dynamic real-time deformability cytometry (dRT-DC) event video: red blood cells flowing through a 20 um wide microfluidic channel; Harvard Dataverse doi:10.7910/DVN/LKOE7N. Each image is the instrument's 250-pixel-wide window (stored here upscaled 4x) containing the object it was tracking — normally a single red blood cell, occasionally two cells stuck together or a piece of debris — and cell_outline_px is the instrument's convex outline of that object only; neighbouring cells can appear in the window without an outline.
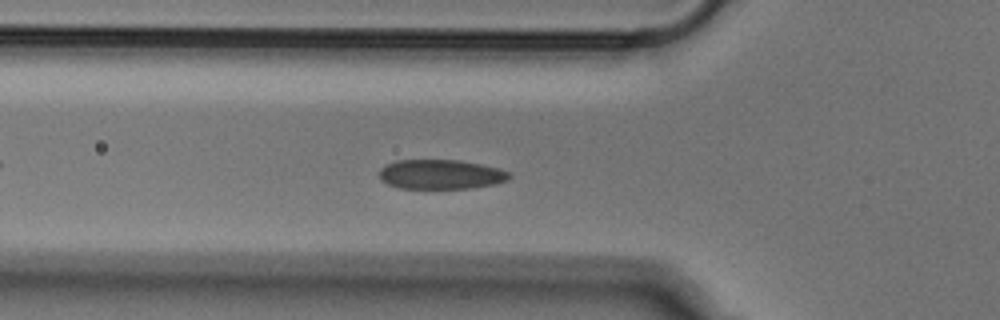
{"species": "Egyptian fruit bat (a non-hibernating species)", "species_latin": "Rousettus aegyptiacus", "temperature_condition": "cold", "stored_images_in_passage": 51, "camera_frame_rate_fps": 3000, "um_per_image_px": 0.085, "animal": {"sex": "male"}, "frame": {"image": 1, "passage_image": 16, "time_ms": 5.0, "image_size_px": [1000, 320], "cell_outline_px": [[512, 176], [508, 180], [496, 184], [468, 188], [396, 188], [380, 180], [380, 168], [384, 164], [396, 160], [460, 160], [480, 164], [512, 172]], "centroid_in_image_um": [37.46, 14.82], "position_along_channel_um": 88.3, "area_um2": 22.54}}
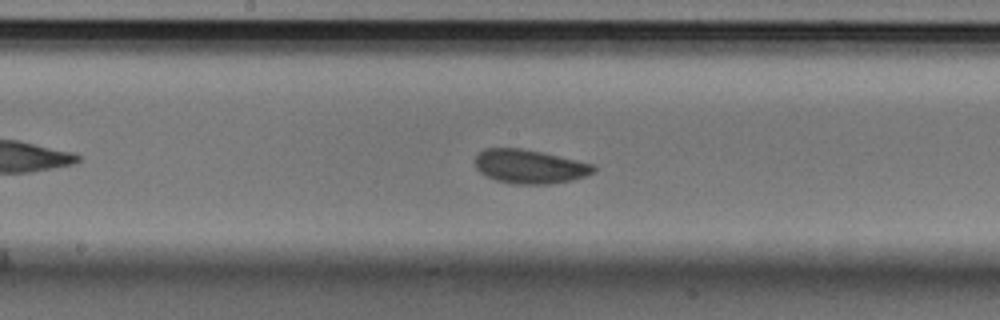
{"frame": {"image": 2, "passage_image": 25, "time_ms": 8.0, "image_size_px": [1000, 320], "cell_outline_px": [[596, 172], [588, 176], [572, 180], [548, 184], [512, 184], [496, 180], [480, 172], [476, 168], [476, 156], [484, 148], [520, 148], [544, 152], [592, 164], [596, 168]], "centroid_in_image_um": [45.05, 14.16], "position_along_channel_um": 203.1, "area_um2": 23.47}}
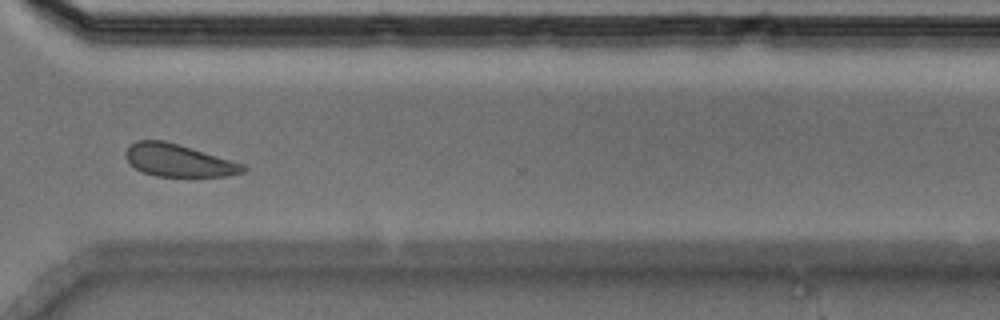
{"frame": {"image": 3, "passage_image": 37, "time_ms": 12.0, "image_size_px": [1000, 320], "cell_outline_px": [[248, 168], [244, 172], [228, 176], [156, 176], [144, 172], [136, 168], [128, 160], [124, 152], [136, 140], [164, 140], [244, 164]], "centroid_in_image_um": [15.19, 13.64], "position_along_channel_um": 355.4, "area_um2": 21.85}}